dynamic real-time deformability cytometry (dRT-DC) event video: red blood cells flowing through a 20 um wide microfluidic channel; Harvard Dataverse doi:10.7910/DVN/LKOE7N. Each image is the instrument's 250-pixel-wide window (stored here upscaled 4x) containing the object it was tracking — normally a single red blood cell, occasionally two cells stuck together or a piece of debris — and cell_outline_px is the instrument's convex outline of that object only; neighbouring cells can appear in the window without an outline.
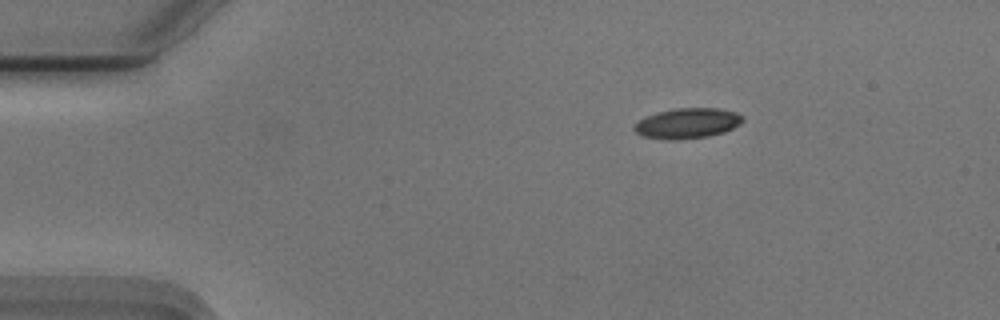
{"species": "Egyptian fruit bat (a non-hibernating species)", "species_latin": "Rousettus aegyptiacus", "temperature_condition": "cold", "stored_images_in_passage": 47, "camera_frame_rate_fps": 3000, "um_per_image_px": 0.085, "animal": {"sex": "male"}, "frame": {"image": 1, "passage_image": 1, "time_ms": 0.0, "image_size_px": [1000, 320], "cell_outline_px": [[744, 120], [740, 124], [724, 132], [708, 136], [676, 140], [668, 140], [644, 136], [636, 132], [632, 128], [644, 116], [656, 112], [676, 108], [720, 108], [736, 112], [744, 116]], "centroid_in_image_um": [58.44, 10.47], "position_along_channel_um": 26.6, "area_um2": 19.25}}
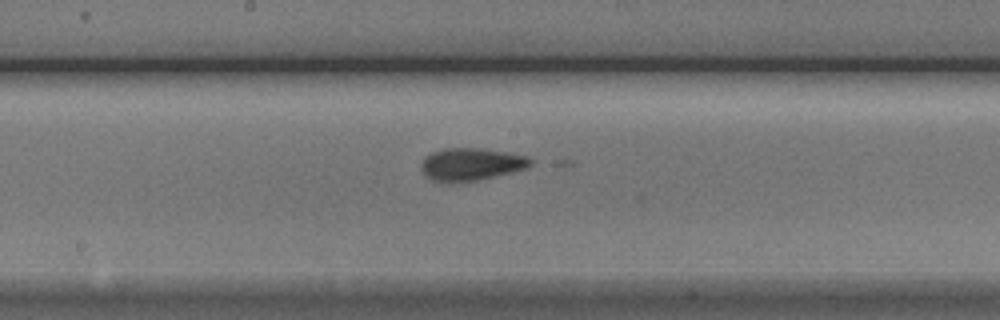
{"frame": {"image": 2, "passage_image": 21, "time_ms": 6.667, "image_size_px": [1000, 320], "cell_outline_px": [[532, 164], [528, 168], [512, 172], [476, 180], [436, 180], [428, 176], [420, 168], [420, 164], [424, 156], [432, 152], [444, 148], [480, 148], [508, 152], [528, 156], [532, 160]], "centroid_in_image_um": [40.09, 13.91], "position_along_channel_um": 208.1, "area_um2": 20.29}}
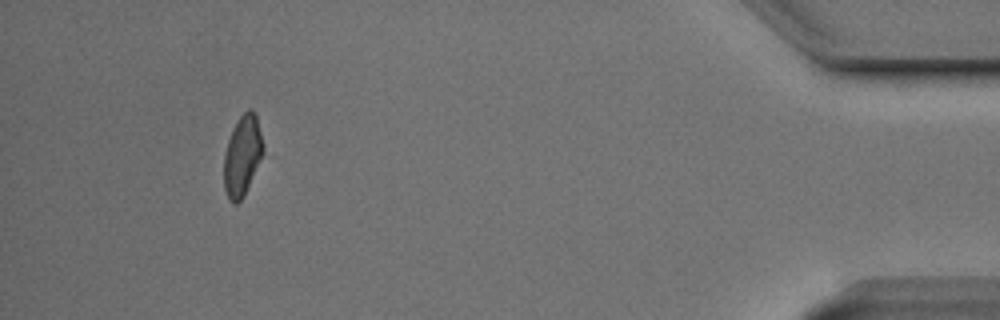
{"frame": {"image": 3, "passage_image": 43, "time_ms": 14.0, "image_size_px": [1000, 320], "cell_outline_px": [[264, 148], [244, 196], [236, 204], [232, 204], [228, 200], [224, 188], [224, 156], [228, 140], [240, 116], [248, 108], [252, 108], [256, 116], [264, 144]], "centroid_in_image_um": [20.58, 13.25], "position_along_channel_um": 414.6, "area_um2": 18.03}, "authors_computed_cell_mechanics": {"area_um2": 19.8254, "velocity_mm_per_s": 3.7217, "shape_relaxation_time_tau1_ms": 6.1266, "shape_relaxation_time_tau2_ms": null, "deformation_change_tau1": 0.2022, "deformation_change_tau2": null}}